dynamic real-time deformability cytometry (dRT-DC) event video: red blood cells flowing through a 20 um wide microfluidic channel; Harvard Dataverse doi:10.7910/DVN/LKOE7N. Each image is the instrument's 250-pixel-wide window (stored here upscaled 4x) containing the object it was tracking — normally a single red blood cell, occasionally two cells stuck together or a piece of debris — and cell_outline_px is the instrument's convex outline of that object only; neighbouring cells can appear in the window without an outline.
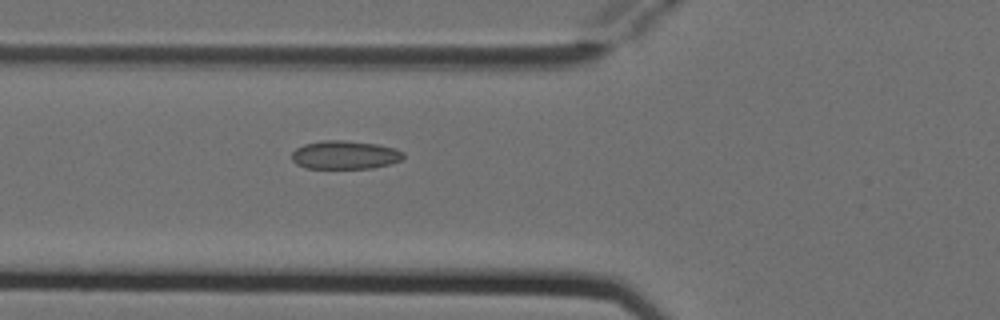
{"species": "Egyptian fruit bat (a non-hibernating species)", "species_latin": "Rousettus aegyptiacus", "temperature_condition": "cold", "stored_images_in_passage": 6, "camera_frame_rate_fps": 3000, "um_per_image_px": 0.085, "animal": {"sex": "female"}, "frame": {"image": 1, "passage_image": 6, "time_ms": 1.667, "image_size_px": [1000, 320], "cell_outline_px": [[404, 156], [400, 160], [388, 164], [372, 168], [304, 168], [296, 164], [292, 160], [292, 152], [296, 148], [304, 144], [320, 140], [344, 140], [376, 144], [396, 148], [404, 152]], "centroid_in_image_um": [29.29, 13.16], "position_along_channel_um": 96.5, "area_um2": 18.55}}